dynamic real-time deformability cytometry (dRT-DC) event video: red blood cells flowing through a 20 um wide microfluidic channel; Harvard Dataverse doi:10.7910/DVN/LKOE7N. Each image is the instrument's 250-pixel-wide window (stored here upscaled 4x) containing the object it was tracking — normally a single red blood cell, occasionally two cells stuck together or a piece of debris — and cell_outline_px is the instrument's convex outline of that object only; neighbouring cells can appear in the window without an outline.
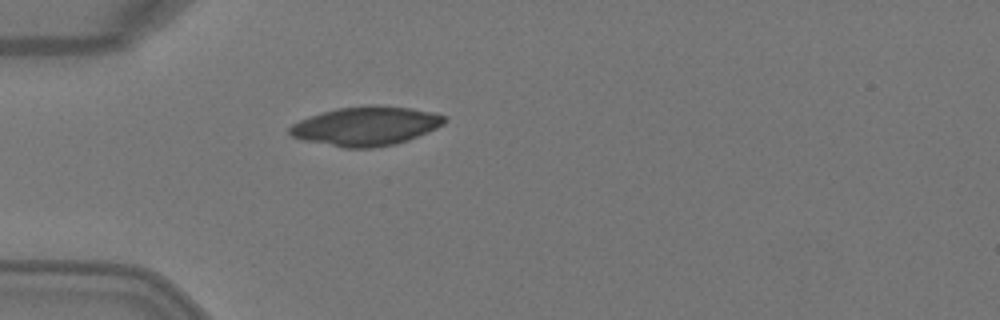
{"species": "Egyptian fruit bat (a non-hibernating species)", "species_latin": "Rousettus aegyptiacus", "temperature_condition": "warm", "stored_images_in_passage": 1, "camera_frame_rate_fps": 3000, "um_per_image_px": 0.085, "animal": {"sex": "female"}, "frame": {"image": 1, "passage_image": 1, "time_ms": 0.0, "image_size_px": [1000, 320], "cell_outline_px": [[448, 120], [444, 124], [428, 132], [408, 140], [396, 144], [372, 148], [344, 148], [304, 140], [292, 136], [288, 132], [288, 128], [292, 124], [300, 120], [336, 108], [376, 104], [412, 108], [432, 112], [448, 116]], "centroid_in_image_um": [31.15, 10.71], "position_along_channel_um": 53.8, "area_um2": 35.37}}